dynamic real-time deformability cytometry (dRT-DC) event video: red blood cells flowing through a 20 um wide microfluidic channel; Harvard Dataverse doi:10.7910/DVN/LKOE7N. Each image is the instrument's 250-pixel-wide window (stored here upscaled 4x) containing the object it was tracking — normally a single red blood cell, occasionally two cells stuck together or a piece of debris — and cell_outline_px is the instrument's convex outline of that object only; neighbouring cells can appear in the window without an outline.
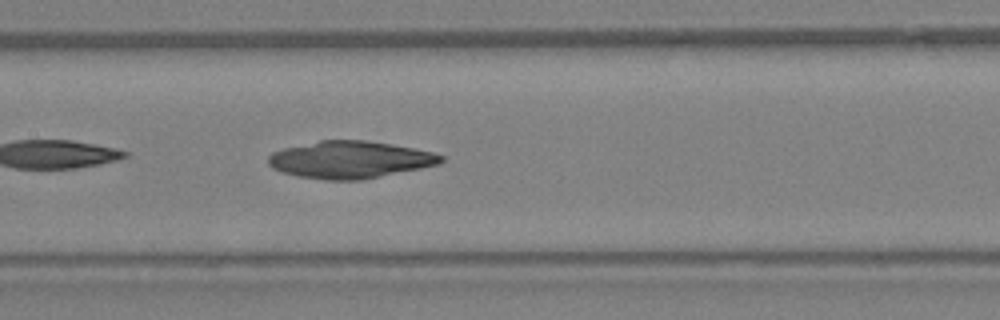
{"species": "Egyptian fruit bat (a non-hibernating species)", "species_latin": "Rousettus aegyptiacus", "temperature_condition": "warm", "stored_images_in_passage": 21, "camera_frame_rate_fps": 3000, "um_per_image_px": 0.085, "animal": {"sex": "female"}, "frame": {"image": 1, "passage_image": 10, "time_ms": 3.0, "image_size_px": [1000, 320], "cell_outline_px": [[444, 160], [440, 164], [360, 180], [324, 180], [300, 176], [284, 172], [272, 168], [268, 164], [268, 156], [272, 152], [284, 148], [320, 140], [368, 140], [392, 144], [432, 152], [444, 156]], "centroid_in_image_um": [29.74, 13.57], "position_along_channel_um": 177.7, "area_um2": 37.22}}
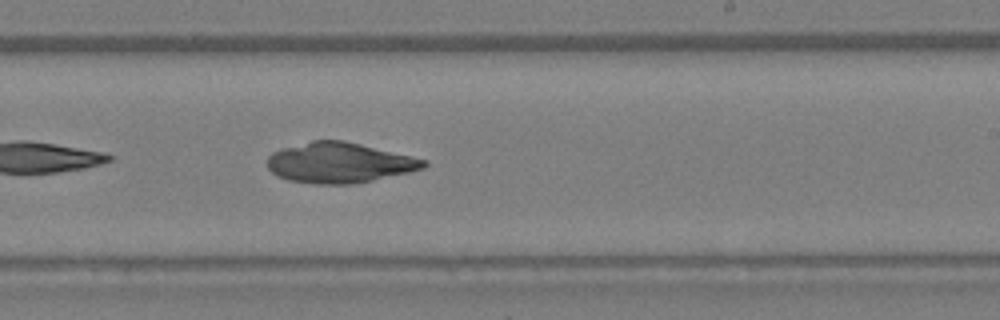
{"frame": {"image": 2, "passage_image": 15, "time_ms": 4.667, "image_size_px": [1000, 320], "cell_outline_px": [[428, 164], [424, 168], [408, 172], [372, 180], [352, 184], [316, 184], [288, 180], [276, 176], [268, 168], [268, 156], [272, 152], [280, 148], [312, 140], [344, 140], [412, 156], [428, 160]], "centroid_in_image_um": [28.82, 13.82], "position_along_channel_um": 260.2, "area_um2": 36.82}}